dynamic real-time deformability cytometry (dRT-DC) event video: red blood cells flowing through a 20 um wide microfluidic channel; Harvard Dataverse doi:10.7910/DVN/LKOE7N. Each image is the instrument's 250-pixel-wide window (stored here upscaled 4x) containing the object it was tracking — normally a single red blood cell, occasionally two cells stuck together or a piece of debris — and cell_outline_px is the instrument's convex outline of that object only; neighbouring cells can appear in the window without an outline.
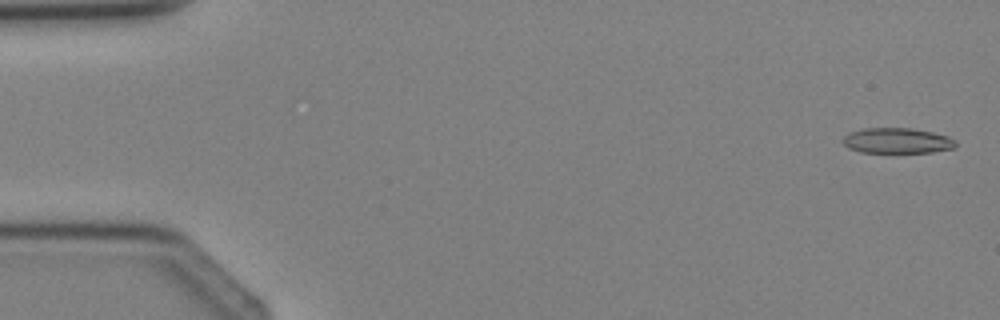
{"species": "Egyptian fruit bat (a non-hibernating species)", "species_latin": "Rousettus aegyptiacus", "temperature_condition": "cold", "stored_images_in_passage": 3, "camera_frame_rate_fps": 3000, "um_per_image_px": 0.085, "animal": {"sex": "female"}, "frame": {"image": 1, "passage_image": 1, "time_ms": 0.0, "image_size_px": [1000, 320], "cell_outline_px": [[956, 148], [932, 152], [860, 152], [848, 148], [844, 144], [844, 136], [848, 132], [864, 128], [912, 128], [932, 132], [948, 136], [956, 140]], "centroid_in_image_um": [76.27, 11.95], "position_along_channel_um": 8.7, "area_um2": 16.76}}